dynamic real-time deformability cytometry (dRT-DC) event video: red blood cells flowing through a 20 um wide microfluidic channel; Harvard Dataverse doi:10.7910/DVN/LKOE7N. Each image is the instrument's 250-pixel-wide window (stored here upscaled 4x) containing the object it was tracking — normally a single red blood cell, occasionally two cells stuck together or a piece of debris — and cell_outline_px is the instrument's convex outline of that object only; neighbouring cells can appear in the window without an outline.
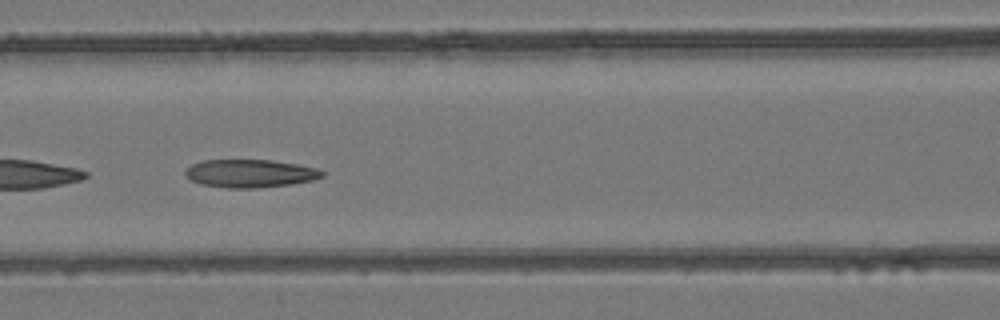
{"species": "common noctule bat (a hibernating species)", "species_latin": "Nyctalus noctula", "temperature_condition": "room temperature", "stored_images_in_passage": 48, "camera_frame_rate_fps": 3000, "um_per_image_px": 0.085, "animal": {"sex": "female", "body_mass_g": 24.6, "forearm_length_mm": 56.2}, "frame": {"image": 1, "passage_image": 21, "time_ms": 6.667, "image_size_px": [1000, 320], "cell_outline_px": [[324, 176], [312, 180], [292, 184], [256, 188], [228, 188], [200, 184], [184, 176], [184, 172], [192, 164], [204, 160], [272, 160], [296, 164], [316, 168], [324, 172]], "centroid_in_image_um": [21.25, 14.74], "position_along_channel_um": 145.4, "area_um2": 22.31}}